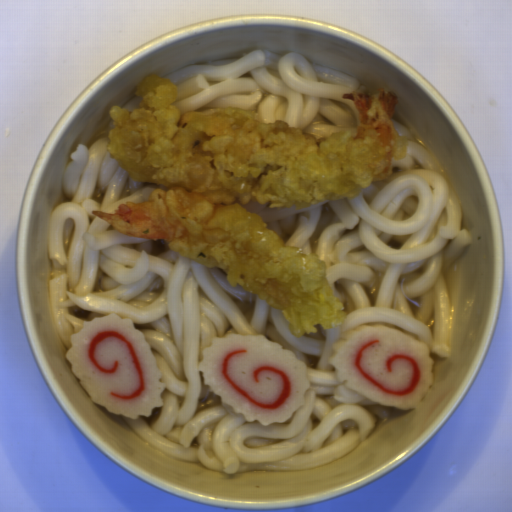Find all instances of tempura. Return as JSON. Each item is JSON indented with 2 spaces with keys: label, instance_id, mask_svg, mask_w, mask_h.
Listing matches in <instances>:
<instances>
[{
  "label": "tempura",
  "instance_id": "tempura-1",
  "mask_svg": "<svg viewBox=\"0 0 512 512\" xmlns=\"http://www.w3.org/2000/svg\"><path fill=\"white\" fill-rule=\"evenodd\" d=\"M133 110L113 106L107 153L131 180L155 183L146 202L115 213L92 211L128 237L162 240L184 258L218 268L229 285L281 312L296 337L333 329L346 313L325 262L286 246L245 206L302 209L355 197L387 180L409 140L394 128L396 93H341L354 102L357 126L329 139L264 122L237 106L181 113L175 83L145 75Z\"/></svg>",
  "mask_w": 512,
  "mask_h": 512
}]
</instances>
